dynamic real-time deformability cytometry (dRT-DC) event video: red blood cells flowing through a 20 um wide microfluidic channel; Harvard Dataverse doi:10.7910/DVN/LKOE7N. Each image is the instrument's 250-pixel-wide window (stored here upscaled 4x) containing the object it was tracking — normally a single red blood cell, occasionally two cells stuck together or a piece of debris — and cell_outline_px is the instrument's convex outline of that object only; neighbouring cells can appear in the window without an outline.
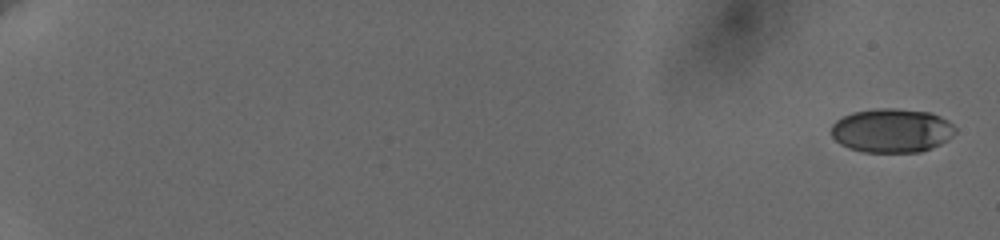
{"species": "human", "species_latin": "Homo sapiens", "temperature_condition": "cold", "stored_images_in_passage": 60, "camera_frame_rate_fps": 3000, "um_per_image_px": 0.085, "donor": {"sex": "female"}, "frame": {"image": 1, "passage_image": 1, "time_ms": 0.0, "image_size_px": [1000, 240], "cell_outline_px": [[956, 132], [948, 140], [932, 148], [920, 152], [864, 152], [848, 148], [840, 144], [832, 136], [832, 124], [836, 120], [852, 112], [880, 108], [896, 108], [928, 112], [940, 116], [948, 120], [956, 128]], "centroid_in_image_um": [75.81, 11.1], "position_along_channel_um": 9.2, "area_um2": 31.91}}
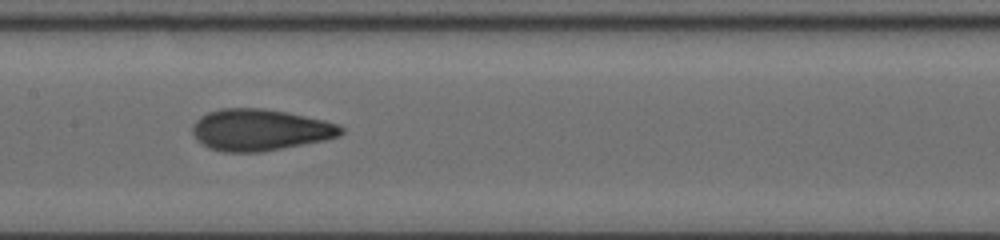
{"frame": {"image": 2, "passage_image": 34, "time_ms": 11.0, "image_size_px": [1000, 240], "cell_outline_px": [[344, 132], [340, 136], [324, 140], [260, 152], [224, 152], [208, 148], [200, 144], [196, 140], [192, 132], [192, 124], [200, 116], [208, 112], [220, 108], [260, 108], [288, 112], [324, 120], [336, 124], [344, 128]], "centroid_in_image_um": [22.06, 11.04], "position_along_channel_um": 185.3, "area_um2": 36.13}}
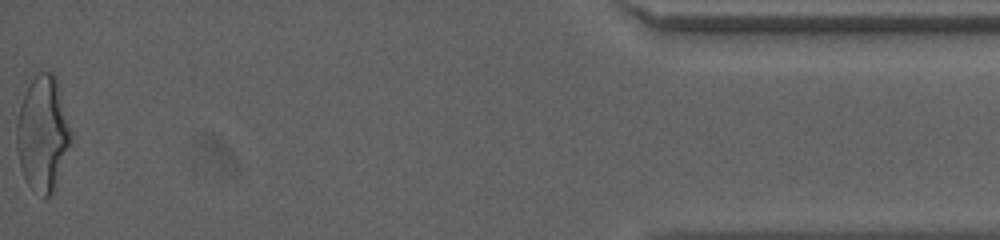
{"frame": {"image": 3, "passage_image": 60, "time_ms": 19.667, "image_size_px": [1000, 240], "cell_outline_px": [[72, 140], [52, 192], [44, 200], [28, 184], [24, 176], [20, 164], [16, 148], [16, 124], [20, 104], [32, 72], [52, 72], [56, 76], [72, 132]], "centroid_in_image_um": [3.62, 11.29], "position_along_channel_um": 431.6, "area_um2": 36.65}, "authors_computed_cell_mechanics": {"area_um2": 34.102, "velocity_mm_per_s": 3.6462, "shape_relaxation_time_tau1_ms": 4.464, "shape_relaxation_time_tau2_ms": 1.0336, "deformation_change_tau1": 0.1609, "deformation_change_tau2": 0.0664}}